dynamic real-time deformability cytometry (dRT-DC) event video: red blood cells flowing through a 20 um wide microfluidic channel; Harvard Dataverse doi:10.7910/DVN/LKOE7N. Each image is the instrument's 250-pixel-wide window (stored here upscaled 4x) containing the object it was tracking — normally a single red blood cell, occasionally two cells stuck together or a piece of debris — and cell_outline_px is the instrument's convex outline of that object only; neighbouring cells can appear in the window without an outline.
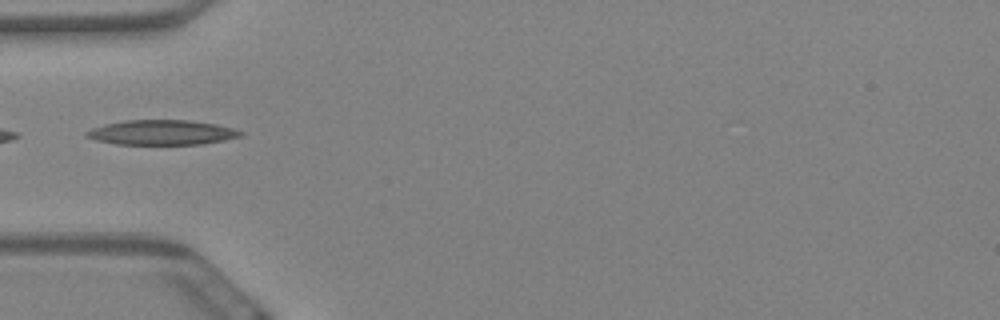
{"species": "Egyptian fruit bat (a non-hibernating species)", "species_latin": "Rousettus aegyptiacus", "temperature_condition": "warm", "stored_images_in_passage": 4, "camera_frame_rate_fps": 3000, "um_per_image_px": 0.085, "animal": {"sex": "female"}, "frame": {"image": 1, "passage_image": 1, "time_ms": 0.0, "image_size_px": [1000, 320], "cell_outline_px": [[244, 136], [204, 144], [116, 144], [96, 140], [84, 136], [84, 132], [92, 128], [104, 124], [124, 120], [188, 120], [216, 124], [232, 128], [244, 132]], "centroid_in_image_um": [13.75, 11.26], "position_along_channel_um": 71.3, "area_um2": 22.43}}